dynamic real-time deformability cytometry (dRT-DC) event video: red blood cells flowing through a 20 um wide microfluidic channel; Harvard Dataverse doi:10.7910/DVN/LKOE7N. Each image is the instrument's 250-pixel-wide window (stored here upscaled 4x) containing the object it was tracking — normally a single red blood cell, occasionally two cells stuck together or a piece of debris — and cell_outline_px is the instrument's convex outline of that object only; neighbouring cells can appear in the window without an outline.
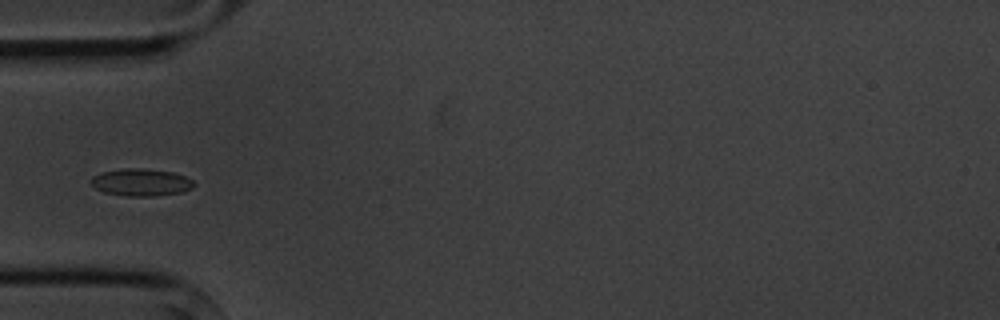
{"species": "common noctule bat (a hibernating species)", "species_latin": "Nyctalus noctula", "temperature_condition": "cold", "stored_images_in_passage": 5, "camera_frame_rate_fps": 3000, "um_per_image_px": 0.085, "animal": {"sex": "male", "body_mass_g": 20.1, "forearm_length_mm": 53.5}, "frame": {"image": 1, "passage_image": 5, "time_ms": 4.667, "image_size_px": [1000, 320], "cell_outline_px": [[196, 184], [192, 188], [184, 192], [156, 196], [124, 196], [104, 192], [96, 188], [92, 184], [92, 176], [100, 172], [120, 168], [144, 168], [172, 172], [184, 176], [192, 180]], "centroid_in_image_um": [12.0, 15.49], "position_along_channel_um": 73.0, "area_um2": 16.53}}